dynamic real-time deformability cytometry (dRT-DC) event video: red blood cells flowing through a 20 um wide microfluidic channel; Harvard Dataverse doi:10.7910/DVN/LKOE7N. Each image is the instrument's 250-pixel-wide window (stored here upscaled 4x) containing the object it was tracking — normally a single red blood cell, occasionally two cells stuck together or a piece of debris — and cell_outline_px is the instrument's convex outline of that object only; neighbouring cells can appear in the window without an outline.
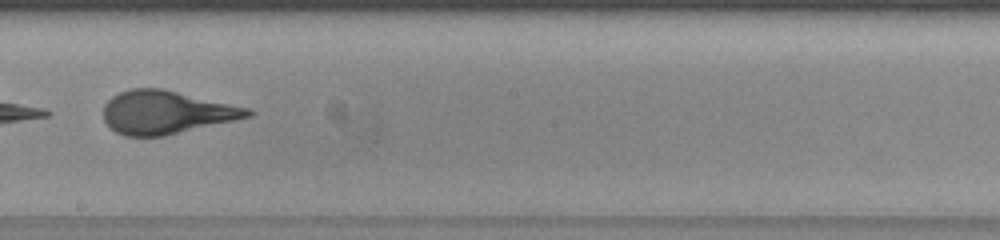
{"species": "human", "species_latin": "Homo sapiens", "temperature_condition": "warm", "stored_images_in_passage": 44, "camera_frame_rate_fps": 3000, "um_per_image_px": 0.085, "donor": {"sex": "female"}, "frame": {"image": 1, "passage_image": 26, "time_ms": 8.333, "image_size_px": [1000, 240], "cell_outline_px": [[256, 112], [252, 116], [164, 136], [124, 136], [116, 132], [104, 120], [104, 104], [112, 96], [120, 92], [132, 88], [164, 88], [252, 108]], "centroid_in_image_um": [14.17, 9.53], "position_along_channel_um": 234.0, "area_um2": 36.53}}